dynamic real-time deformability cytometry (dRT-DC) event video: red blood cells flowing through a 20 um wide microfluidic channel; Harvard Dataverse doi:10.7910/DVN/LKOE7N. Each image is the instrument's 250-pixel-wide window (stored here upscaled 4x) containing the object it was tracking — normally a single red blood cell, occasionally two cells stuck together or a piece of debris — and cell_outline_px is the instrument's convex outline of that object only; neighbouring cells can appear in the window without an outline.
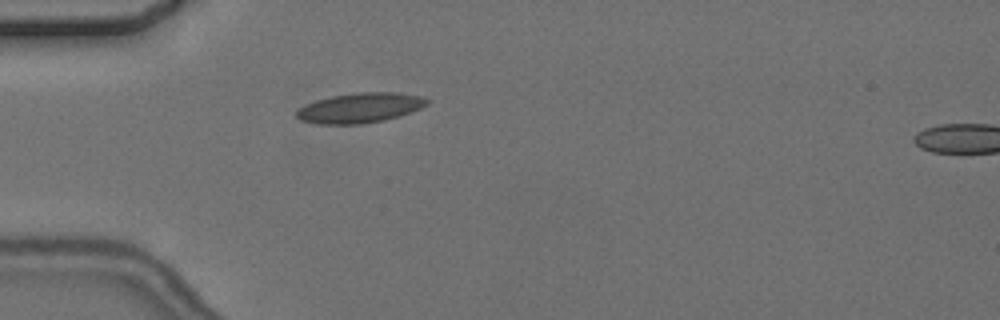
{"species": "common noctule bat (a hibernating species)", "species_latin": "Nyctalus noctula", "temperature_condition": "cold", "stored_images_in_passage": 5, "camera_frame_rate_fps": 3000, "um_per_image_px": 0.085, "animal": {"sex": "female", "body_mass_g": 24.6, "forearm_length_mm": 56.2}, "frame": {"image": 1, "passage_image": 4, "time_ms": 4.333, "image_size_px": [1000, 320], "cell_outline_px": [[428, 104], [420, 108], [400, 116], [384, 120], [360, 124], [320, 124], [300, 120], [296, 116], [296, 112], [300, 108], [316, 100], [332, 96], [356, 92], [400, 92], [420, 96], [428, 100]], "centroid_in_image_um": [30.61, 9.16], "position_along_channel_um": 54.4, "area_um2": 22.66}}